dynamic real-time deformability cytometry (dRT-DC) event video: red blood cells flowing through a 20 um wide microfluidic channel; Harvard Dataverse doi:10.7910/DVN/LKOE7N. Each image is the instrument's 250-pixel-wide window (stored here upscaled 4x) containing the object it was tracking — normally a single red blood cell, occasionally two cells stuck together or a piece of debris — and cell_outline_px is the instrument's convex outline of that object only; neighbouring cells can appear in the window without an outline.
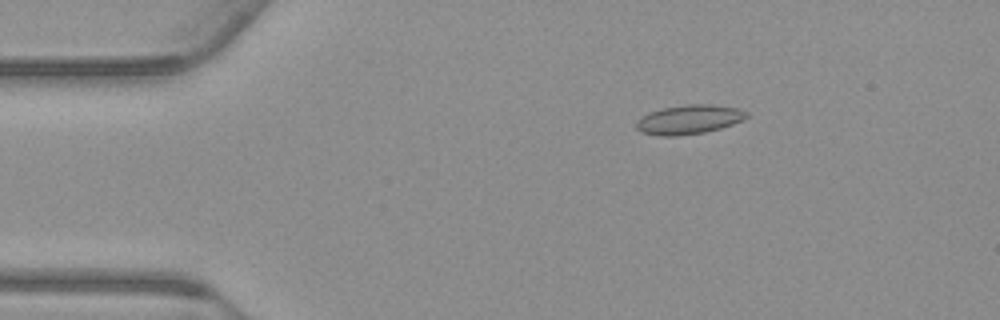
{"species": "common noctule bat (a hibernating species)", "species_latin": "Nyctalus noctula", "temperature_condition": "warm", "stored_images_in_passage": 55, "camera_frame_rate_fps": 3000, "um_per_image_px": 0.085, "animal": {"sex": "male", "body_mass_g": 23.1, "forearm_length_mm": 52.7}, "frame": {"image": 1, "passage_image": 9, "time_ms": 2.667, "image_size_px": [1000, 320], "cell_outline_px": [[748, 116], [744, 120], [720, 128], [704, 132], [676, 136], [660, 136], [640, 132], [636, 128], [636, 120], [660, 108], [684, 104], [712, 104], [740, 108], [748, 112]], "centroid_in_image_um": [58.59, 10.15], "position_along_channel_um": 26.4, "area_um2": 18.9}}
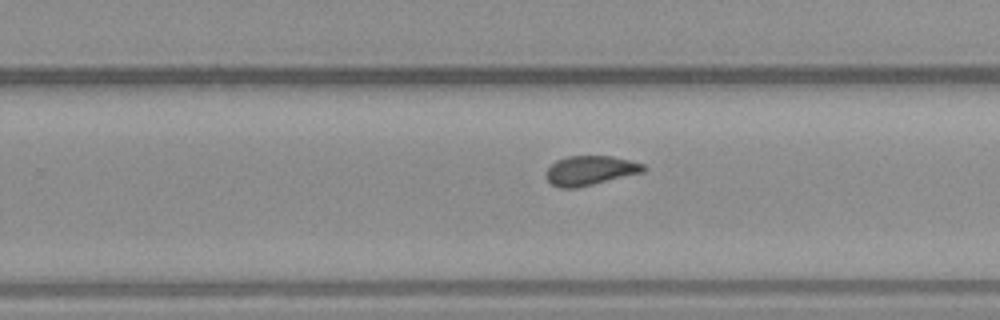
{"frame": {"image": 2, "passage_image": 34, "time_ms": 11.0, "image_size_px": [1000, 320], "cell_outline_px": [[648, 168], [644, 172], [576, 188], [560, 188], [552, 184], [544, 176], [544, 172], [556, 160], [568, 156], [612, 156], [644, 164]], "centroid_in_image_um": [50.15, 14.49], "position_along_channel_um": 279.6, "area_um2": 16.76}}
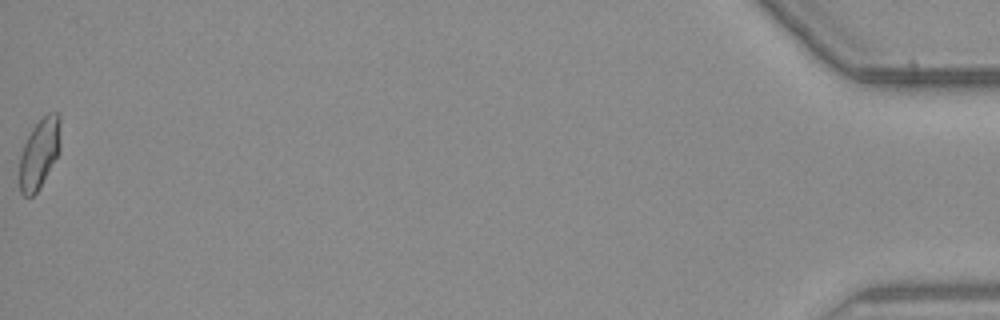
{"frame": {"image": 3, "passage_image": 55, "time_ms": 18.0, "image_size_px": [1000, 320], "cell_outline_px": [[60, 152], [36, 192], [32, 196], [24, 196], [20, 192], [16, 176], [20, 156], [24, 144], [32, 128], [48, 112], [60, 112]], "centroid_in_image_um": [3.31, 13.05], "position_along_channel_um": 431.9, "area_um2": 17.11}, "authors_computed_cell_mechanics": {"area_um2": 17.1088, "velocity_mm_per_s": 3.7531, "shape_relaxation_time_tau1_ms": null, "shape_relaxation_time_tau2_ms": 1.0282, "deformation_change_tau1": null, "deformation_change_tau2": 0.0683}}